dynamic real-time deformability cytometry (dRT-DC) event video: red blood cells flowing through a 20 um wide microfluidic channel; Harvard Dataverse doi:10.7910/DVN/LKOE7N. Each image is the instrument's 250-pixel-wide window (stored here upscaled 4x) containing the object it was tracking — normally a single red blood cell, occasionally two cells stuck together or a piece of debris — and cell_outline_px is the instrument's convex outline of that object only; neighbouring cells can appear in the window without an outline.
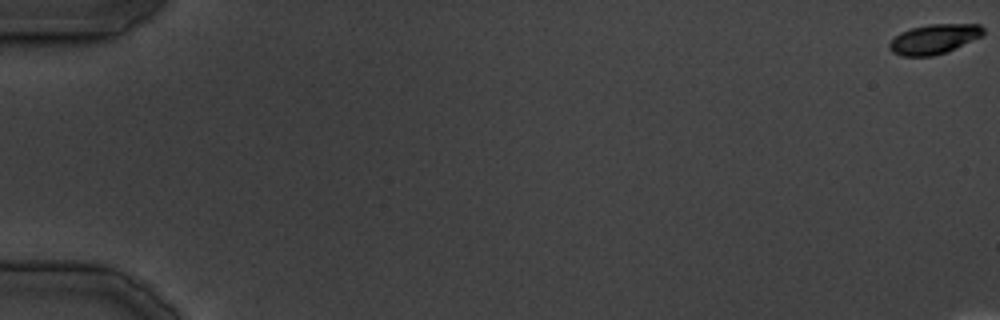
{"species": "common noctule bat (a hibernating species)", "species_latin": "Nyctalus noctula", "temperature_condition": "cold", "stored_images_in_passage": 12, "camera_frame_rate_fps": 3000, "um_per_image_px": 0.085, "animal": {"sex": "male", "body_mass_g": 19.5, "forearm_length_mm": 54.6}, "frame": {"image": 1, "passage_image": 1, "time_ms": 0.0, "image_size_px": [1000, 320], "cell_outline_px": [[984, 32], [980, 36], [944, 52], [932, 56], [900, 56], [892, 52], [888, 48], [888, 44], [900, 32], [912, 28], [932, 24], [980, 24], [984, 28]], "centroid_in_image_um": [79.34, 3.32], "position_along_channel_um": 5.7, "area_um2": 15.9}}